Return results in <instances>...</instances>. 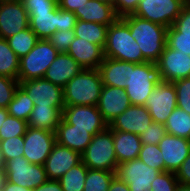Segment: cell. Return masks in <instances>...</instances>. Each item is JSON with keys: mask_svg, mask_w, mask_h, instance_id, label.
<instances>
[{"mask_svg": "<svg viewBox=\"0 0 190 191\" xmlns=\"http://www.w3.org/2000/svg\"><path fill=\"white\" fill-rule=\"evenodd\" d=\"M104 56L132 63L147 62L139 44L131 36L129 26L121 18L108 27Z\"/></svg>", "mask_w": 190, "mask_h": 191, "instance_id": "4", "label": "cell"}, {"mask_svg": "<svg viewBox=\"0 0 190 191\" xmlns=\"http://www.w3.org/2000/svg\"><path fill=\"white\" fill-rule=\"evenodd\" d=\"M179 183L190 185V153L175 173Z\"/></svg>", "mask_w": 190, "mask_h": 191, "instance_id": "48", "label": "cell"}, {"mask_svg": "<svg viewBox=\"0 0 190 191\" xmlns=\"http://www.w3.org/2000/svg\"><path fill=\"white\" fill-rule=\"evenodd\" d=\"M7 108H0V127L3 125L4 120H6L8 116Z\"/></svg>", "mask_w": 190, "mask_h": 191, "instance_id": "54", "label": "cell"}, {"mask_svg": "<svg viewBox=\"0 0 190 191\" xmlns=\"http://www.w3.org/2000/svg\"><path fill=\"white\" fill-rule=\"evenodd\" d=\"M129 26L131 36L139 44L143 58L156 63L167 41V27L153 23L133 14L121 17Z\"/></svg>", "mask_w": 190, "mask_h": 191, "instance_id": "1", "label": "cell"}, {"mask_svg": "<svg viewBox=\"0 0 190 191\" xmlns=\"http://www.w3.org/2000/svg\"><path fill=\"white\" fill-rule=\"evenodd\" d=\"M152 118L145 106L130 105L112 120L109 127L113 131L131 132L140 135L151 124Z\"/></svg>", "mask_w": 190, "mask_h": 191, "instance_id": "19", "label": "cell"}, {"mask_svg": "<svg viewBox=\"0 0 190 191\" xmlns=\"http://www.w3.org/2000/svg\"><path fill=\"white\" fill-rule=\"evenodd\" d=\"M19 60L7 40L0 38V76L18 79Z\"/></svg>", "mask_w": 190, "mask_h": 191, "instance_id": "32", "label": "cell"}, {"mask_svg": "<svg viewBox=\"0 0 190 191\" xmlns=\"http://www.w3.org/2000/svg\"><path fill=\"white\" fill-rule=\"evenodd\" d=\"M28 128L25 120L18 119L8 115L0 127V140H6L11 137L24 136Z\"/></svg>", "mask_w": 190, "mask_h": 191, "instance_id": "36", "label": "cell"}, {"mask_svg": "<svg viewBox=\"0 0 190 191\" xmlns=\"http://www.w3.org/2000/svg\"><path fill=\"white\" fill-rule=\"evenodd\" d=\"M34 108V102L28 94L19 86L7 106L8 114L21 120L28 121Z\"/></svg>", "mask_w": 190, "mask_h": 191, "instance_id": "31", "label": "cell"}, {"mask_svg": "<svg viewBox=\"0 0 190 191\" xmlns=\"http://www.w3.org/2000/svg\"><path fill=\"white\" fill-rule=\"evenodd\" d=\"M81 159L90 169L115 172L118 161L114 150L113 130L109 126L92 137L81 154Z\"/></svg>", "mask_w": 190, "mask_h": 191, "instance_id": "5", "label": "cell"}, {"mask_svg": "<svg viewBox=\"0 0 190 191\" xmlns=\"http://www.w3.org/2000/svg\"><path fill=\"white\" fill-rule=\"evenodd\" d=\"M24 138V157L32 164L43 165L56 144L55 132L28 126Z\"/></svg>", "mask_w": 190, "mask_h": 191, "instance_id": "10", "label": "cell"}, {"mask_svg": "<svg viewBox=\"0 0 190 191\" xmlns=\"http://www.w3.org/2000/svg\"><path fill=\"white\" fill-rule=\"evenodd\" d=\"M103 88L98 69H82L63 87L65 106H96Z\"/></svg>", "mask_w": 190, "mask_h": 191, "instance_id": "2", "label": "cell"}, {"mask_svg": "<svg viewBox=\"0 0 190 191\" xmlns=\"http://www.w3.org/2000/svg\"><path fill=\"white\" fill-rule=\"evenodd\" d=\"M4 168L8 182L31 190L48 180L44 166L32 164L24 156L7 161Z\"/></svg>", "mask_w": 190, "mask_h": 191, "instance_id": "7", "label": "cell"}, {"mask_svg": "<svg viewBox=\"0 0 190 191\" xmlns=\"http://www.w3.org/2000/svg\"><path fill=\"white\" fill-rule=\"evenodd\" d=\"M188 0H140L133 15L171 27Z\"/></svg>", "mask_w": 190, "mask_h": 191, "instance_id": "8", "label": "cell"}, {"mask_svg": "<svg viewBox=\"0 0 190 191\" xmlns=\"http://www.w3.org/2000/svg\"><path fill=\"white\" fill-rule=\"evenodd\" d=\"M74 38V30L56 31L48 38V41L57 49L59 53H67L70 44L74 41Z\"/></svg>", "mask_w": 190, "mask_h": 191, "instance_id": "43", "label": "cell"}, {"mask_svg": "<svg viewBox=\"0 0 190 191\" xmlns=\"http://www.w3.org/2000/svg\"><path fill=\"white\" fill-rule=\"evenodd\" d=\"M88 0H57L58 7L70 11L75 12L76 9H80Z\"/></svg>", "mask_w": 190, "mask_h": 191, "instance_id": "49", "label": "cell"}, {"mask_svg": "<svg viewBox=\"0 0 190 191\" xmlns=\"http://www.w3.org/2000/svg\"><path fill=\"white\" fill-rule=\"evenodd\" d=\"M166 135V128L163 124L152 121L151 124L140 134L142 144L158 145Z\"/></svg>", "mask_w": 190, "mask_h": 191, "instance_id": "42", "label": "cell"}, {"mask_svg": "<svg viewBox=\"0 0 190 191\" xmlns=\"http://www.w3.org/2000/svg\"><path fill=\"white\" fill-rule=\"evenodd\" d=\"M163 82L173 83L176 80L190 77V55L165 46L156 62Z\"/></svg>", "mask_w": 190, "mask_h": 191, "instance_id": "14", "label": "cell"}, {"mask_svg": "<svg viewBox=\"0 0 190 191\" xmlns=\"http://www.w3.org/2000/svg\"><path fill=\"white\" fill-rule=\"evenodd\" d=\"M107 25L77 19L74 27L75 37L100 45L104 48L107 38Z\"/></svg>", "mask_w": 190, "mask_h": 191, "instance_id": "28", "label": "cell"}, {"mask_svg": "<svg viewBox=\"0 0 190 191\" xmlns=\"http://www.w3.org/2000/svg\"><path fill=\"white\" fill-rule=\"evenodd\" d=\"M108 191H130L129 186L116 176L112 179Z\"/></svg>", "mask_w": 190, "mask_h": 191, "instance_id": "51", "label": "cell"}, {"mask_svg": "<svg viewBox=\"0 0 190 191\" xmlns=\"http://www.w3.org/2000/svg\"><path fill=\"white\" fill-rule=\"evenodd\" d=\"M1 191H33V190L24 188L22 186H18L17 184H13L6 180Z\"/></svg>", "mask_w": 190, "mask_h": 191, "instance_id": "52", "label": "cell"}, {"mask_svg": "<svg viewBox=\"0 0 190 191\" xmlns=\"http://www.w3.org/2000/svg\"><path fill=\"white\" fill-rule=\"evenodd\" d=\"M88 167L81 161L68 170L60 179L63 191H83Z\"/></svg>", "mask_w": 190, "mask_h": 191, "instance_id": "33", "label": "cell"}, {"mask_svg": "<svg viewBox=\"0 0 190 191\" xmlns=\"http://www.w3.org/2000/svg\"><path fill=\"white\" fill-rule=\"evenodd\" d=\"M179 182L174 172H161L152 181L150 191H176Z\"/></svg>", "mask_w": 190, "mask_h": 191, "instance_id": "40", "label": "cell"}, {"mask_svg": "<svg viewBox=\"0 0 190 191\" xmlns=\"http://www.w3.org/2000/svg\"><path fill=\"white\" fill-rule=\"evenodd\" d=\"M176 32L190 35V3L187 2L171 26Z\"/></svg>", "mask_w": 190, "mask_h": 191, "instance_id": "45", "label": "cell"}, {"mask_svg": "<svg viewBox=\"0 0 190 191\" xmlns=\"http://www.w3.org/2000/svg\"><path fill=\"white\" fill-rule=\"evenodd\" d=\"M33 191H63L59 180H47L45 183L36 187Z\"/></svg>", "mask_w": 190, "mask_h": 191, "instance_id": "50", "label": "cell"}, {"mask_svg": "<svg viewBox=\"0 0 190 191\" xmlns=\"http://www.w3.org/2000/svg\"><path fill=\"white\" fill-rule=\"evenodd\" d=\"M74 14L79 20L107 26L119 18L112 5L99 0H88L80 9H76Z\"/></svg>", "mask_w": 190, "mask_h": 191, "instance_id": "23", "label": "cell"}, {"mask_svg": "<svg viewBox=\"0 0 190 191\" xmlns=\"http://www.w3.org/2000/svg\"><path fill=\"white\" fill-rule=\"evenodd\" d=\"M176 90L177 107L190 114V77L173 82Z\"/></svg>", "mask_w": 190, "mask_h": 191, "instance_id": "39", "label": "cell"}, {"mask_svg": "<svg viewBox=\"0 0 190 191\" xmlns=\"http://www.w3.org/2000/svg\"><path fill=\"white\" fill-rule=\"evenodd\" d=\"M140 0H115L114 10L116 15L121 18L126 15L134 14L138 8Z\"/></svg>", "mask_w": 190, "mask_h": 191, "instance_id": "47", "label": "cell"}, {"mask_svg": "<svg viewBox=\"0 0 190 191\" xmlns=\"http://www.w3.org/2000/svg\"><path fill=\"white\" fill-rule=\"evenodd\" d=\"M58 5L51 12L35 13L29 19L30 29L39 39H48L57 31Z\"/></svg>", "mask_w": 190, "mask_h": 191, "instance_id": "27", "label": "cell"}, {"mask_svg": "<svg viewBox=\"0 0 190 191\" xmlns=\"http://www.w3.org/2000/svg\"><path fill=\"white\" fill-rule=\"evenodd\" d=\"M138 159L147 166L164 172L163 156L158 145L142 144Z\"/></svg>", "mask_w": 190, "mask_h": 191, "instance_id": "35", "label": "cell"}, {"mask_svg": "<svg viewBox=\"0 0 190 191\" xmlns=\"http://www.w3.org/2000/svg\"><path fill=\"white\" fill-rule=\"evenodd\" d=\"M81 161L79 152L56 143L43 166L49 180H59L68 170Z\"/></svg>", "mask_w": 190, "mask_h": 191, "instance_id": "17", "label": "cell"}, {"mask_svg": "<svg viewBox=\"0 0 190 191\" xmlns=\"http://www.w3.org/2000/svg\"><path fill=\"white\" fill-rule=\"evenodd\" d=\"M58 54L48 39H40L26 56L20 58L18 81L43 78Z\"/></svg>", "mask_w": 190, "mask_h": 191, "instance_id": "6", "label": "cell"}, {"mask_svg": "<svg viewBox=\"0 0 190 191\" xmlns=\"http://www.w3.org/2000/svg\"><path fill=\"white\" fill-rule=\"evenodd\" d=\"M176 191H190V185H185V184H181L179 183Z\"/></svg>", "mask_w": 190, "mask_h": 191, "instance_id": "55", "label": "cell"}, {"mask_svg": "<svg viewBox=\"0 0 190 191\" xmlns=\"http://www.w3.org/2000/svg\"><path fill=\"white\" fill-rule=\"evenodd\" d=\"M104 129H81L61 119L56 127V143L82 154L92 141V137Z\"/></svg>", "mask_w": 190, "mask_h": 191, "instance_id": "18", "label": "cell"}, {"mask_svg": "<svg viewBox=\"0 0 190 191\" xmlns=\"http://www.w3.org/2000/svg\"><path fill=\"white\" fill-rule=\"evenodd\" d=\"M99 1L108 3V4H110V5H112V6L114 7V2H115V0H99Z\"/></svg>", "mask_w": 190, "mask_h": 191, "instance_id": "56", "label": "cell"}, {"mask_svg": "<svg viewBox=\"0 0 190 191\" xmlns=\"http://www.w3.org/2000/svg\"><path fill=\"white\" fill-rule=\"evenodd\" d=\"M114 150L118 163H124L137 159L142 147L140 135L113 131Z\"/></svg>", "mask_w": 190, "mask_h": 191, "instance_id": "25", "label": "cell"}, {"mask_svg": "<svg viewBox=\"0 0 190 191\" xmlns=\"http://www.w3.org/2000/svg\"><path fill=\"white\" fill-rule=\"evenodd\" d=\"M82 69L69 54L59 53L43 78L63 88Z\"/></svg>", "mask_w": 190, "mask_h": 191, "instance_id": "22", "label": "cell"}, {"mask_svg": "<svg viewBox=\"0 0 190 191\" xmlns=\"http://www.w3.org/2000/svg\"><path fill=\"white\" fill-rule=\"evenodd\" d=\"M77 17L74 12L66 11L58 7V26L57 31L74 30Z\"/></svg>", "mask_w": 190, "mask_h": 191, "instance_id": "46", "label": "cell"}, {"mask_svg": "<svg viewBox=\"0 0 190 191\" xmlns=\"http://www.w3.org/2000/svg\"><path fill=\"white\" fill-rule=\"evenodd\" d=\"M115 172L88 168L83 191H108Z\"/></svg>", "mask_w": 190, "mask_h": 191, "instance_id": "34", "label": "cell"}, {"mask_svg": "<svg viewBox=\"0 0 190 191\" xmlns=\"http://www.w3.org/2000/svg\"><path fill=\"white\" fill-rule=\"evenodd\" d=\"M63 109L55 108L54 106H34L27 121L28 126L55 132L62 119Z\"/></svg>", "mask_w": 190, "mask_h": 191, "instance_id": "26", "label": "cell"}, {"mask_svg": "<svg viewBox=\"0 0 190 191\" xmlns=\"http://www.w3.org/2000/svg\"><path fill=\"white\" fill-rule=\"evenodd\" d=\"M145 107L148 109L152 121L165 124L167 118L177 107L176 90L171 82L156 85L147 98Z\"/></svg>", "mask_w": 190, "mask_h": 191, "instance_id": "11", "label": "cell"}, {"mask_svg": "<svg viewBox=\"0 0 190 191\" xmlns=\"http://www.w3.org/2000/svg\"><path fill=\"white\" fill-rule=\"evenodd\" d=\"M4 166H5V163H4L2 153H1V150H0V167H4Z\"/></svg>", "mask_w": 190, "mask_h": 191, "instance_id": "57", "label": "cell"}, {"mask_svg": "<svg viewBox=\"0 0 190 191\" xmlns=\"http://www.w3.org/2000/svg\"><path fill=\"white\" fill-rule=\"evenodd\" d=\"M28 27V13L22 2L0 0V38L7 39Z\"/></svg>", "mask_w": 190, "mask_h": 191, "instance_id": "13", "label": "cell"}, {"mask_svg": "<svg viewBox=\"0 0 190 191\" xmlns=\"http://www.w3.org/2000/svg\"><path fill=\"white\" fill-rule=\"evenodd\" d=\"M18 87V79L0 76V108H7Z\"/></svg>", "mask_w": 190, "mask_h": 191, "instance_id": "41", "label": "cell"}, {"mask_svg": "<svg viewBox=\"0 0 190 191\" xmlns=\"http://www.w3.org/2000/svg\"><path fill=\"white\" fill-rule=\"evenodd\" d=\"M158 147L162 152L164 171L176 173L190 153V140L166 133Z\"/></svg>", "mask_w": 190, "mask_h": 191, "instance_id": "16", "label": "cell"}, {"mask_svg": "<svg viewBox=\"0 0 190 191\" xmlns=\"http://www.w3.org/2000/svg\"><path fill=\"white\" fill-rule=\"evenodd\" d=\"M163 79L159 67L154 62H129V75L126 80L125 93L131 105L145 106L147 98L156 85Z\"/></svg>", "mask_w": 190, "mask_h": 191, "instance_id": "3", "label": "cell"}, {"mask_svg": "<svg viewBox=\"0 0 190 191\" xmlns=\"http://www.w3.org/2000/svg\"><path fill=\"white\" fill-rule=\"evenodd\" d=\"M0 150L4 163L18 157L24 156V138L23 136L11 137L6 140H0Z\"/></svg>", "mask_w": 190, "mask_h": 191, "instance_id": "37", "label": "cell"}, {"mask_svg": "<svg viewBox=\"0 0 190 191\" xmlns=\"http://www.w3.org/2000/svg\"><path fill=\"white\" fill-rule=\"evenodd\" d=\"M98 70L103 85L122 89L126 88V80L129 75V62L105 57Z\"/></svg>", "mask_w": 190, "mask_h": 191, "instance_id": "24", "label": "cell"}, {"mask_svg": "<svg viewBox=\"0 0 190 191\" xmlns=\"http://www.w3.org/2000/svg\"><path fill=\"white\" fill-rule=\"evenodd\" d=\"M161 173L160 170L147 166L140 159L118 163L115 176L123 180L130 191L150 190L152 181Z\"/></svg>", "mask_w": 190, "mask_h": 191, "instance_id": "9", "label": "cell"}, {"mask_svg": "<svg viewBox=\"0 0 190 191\" xmlns=\"http://www.w3.org/2000/svg\"><path fill=\"white\" fill-rule=\"evenodd\" d=\"M30 19L35 13L51 12L57 5V0H23Z\"/></svg>", "mask_w": 190, "mask_h": 191, "instance_id": "44", "label": "cell"}, {"mask_svg": "<svg viewBox=\"0 0 190 191\" xmlns=\"http://www.w3.org/2000/svg\"><path fill=\"white\" fill-rule=\"evenodd\" d=\"M5 181H6L5 168L0 167V191L3 188Z\"/></svg>", "mask_w": 190, "mask_h": 191, "instance_id": "53", "label": "cell"}, {"mask_svg": "<svg viewBox=\"0 0 190 191\" xmlns=\"http://www.w3.org/2000/svg\"><path fill=\"white\" fill-rule=\"evenodd\" d=\"M166 133L190 140V114L176 107L164 124Z\"/></svg>", "mask_w": 190, "mask_h": 191, "instance_id": "29", "label": "cell"}, {"mask_svg": "<svg viewBox=\"0 0 190 191\" xmlns=\"http://www.w3.org/2000/svg\"><path fill=\"white\" fill-rule=\"evenodd\" d=\"M166 45L171 49L178 50L190 55V35L176 32L172 27L167 29Z\"/></svg>", "mask_w": 190, "mask_h": 191, "instance_id": "38", "label": "cell"}, {"mask_svg": "<svg viewBox=\"0 0 190 191\" xmlns=\"http://www.w3.org/2000/svg\"><path fill=\"white\" fill-rule=\"evenodd\" d=\"M62 119L75 128L81 129H106L109 125L103 119L97 106L73 105L65 106Z\"/></svg>", "mask_w": 190, "mask_h": 191, "instance_id": "15", "label": "cell"}, {"mask_svg": "<svg viewBox=\"0 0 190 191\" xmlns=\"http://www.w3.org/2000/svg\"><path fill=\"white\" fill-rule=\"evenodd\" d=\"M9 47L13 52L22 58L26 56L30 50L34 48L37 42L40 40L38 36L30 29V27L12 35L6 39Z\"/></svg>", "mask_w": 190, "mask_h": 191, "instance_id": "30", "label": "cell"}, {"mask_svg": "<svg viewBox=\"0 0 190 191\" xmlns=\"http://www.w3.org/2000/svg\"><path fill=\"white\" fill-rule=\"evenodd\" d=\"M83 69H98L103 62L104 48L90 43L83 38L75 37L67 51Z\"/></svg>", "mask_w": 190, "mask_h": 191, "instance_id": "21", "label": "cell"}, {"mask_svg": "<svg viewBox=\"0 0 190 191\" xmlns=\"http://www.w3.org/2000/svg\"><path fill=\"white\" fill-rule=\"evenodd\" d=\"M131 105L125 89L103 85L98 104L96 105L103 119L109 125Z\"/></svg>", "mask_w": 190, "mask_h": 191, "instance_id": "20", "label": "cell"}, {"mask_svg": "<svg viewBox=\"0 0 190 191\" xmlns=\"http://www.w3.org/2000/svg\"><path fill=\"white\" fill-rule=\"evenodd\" d=\"M19 86L34 102V106H54L64 108L63 88L44 79H31L19 82Z\"/></svg>", "mask_w": 190, "mask_h": 191, "instance_id": "12", "label": "cell"}]
</instances>
